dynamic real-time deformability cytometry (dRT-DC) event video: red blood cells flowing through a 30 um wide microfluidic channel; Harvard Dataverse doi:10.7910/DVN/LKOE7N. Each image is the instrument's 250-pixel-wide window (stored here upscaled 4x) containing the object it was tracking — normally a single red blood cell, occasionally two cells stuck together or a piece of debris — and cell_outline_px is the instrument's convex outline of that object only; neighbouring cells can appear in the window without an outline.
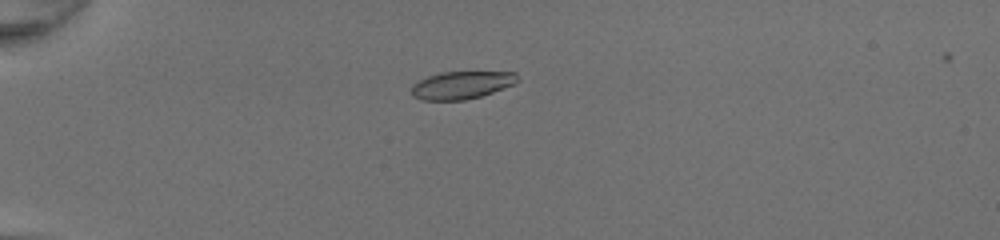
{"species": "common noctule bat (a hibernating species)", "species_latin": "Nyctalus noctula", "temperature_condition": "room temperature", "stored_images_in_passage": 50, "camera_frame_rate_fps": 3000, "um_per_image_px": 0.085, "animal": {"sex": "female", "body_mass_g": 20.0, "forearm_length_mm": 54.0}, "frame": {"image": 1, "passage_image": 15, "time_ms": 4.667, "image_size_px": [1000, 240], "cell_outline_px": [[520, 80], [516, 84], [480, 96], [464, 100], [420, 100], [412, 96], [412, 84], [428, 76], [440, 72], [516, 72]], "centroid_in_image_um": [39.25, 7.23], "position_along_channel_um": 45.7, "area_um2": 17.17}}
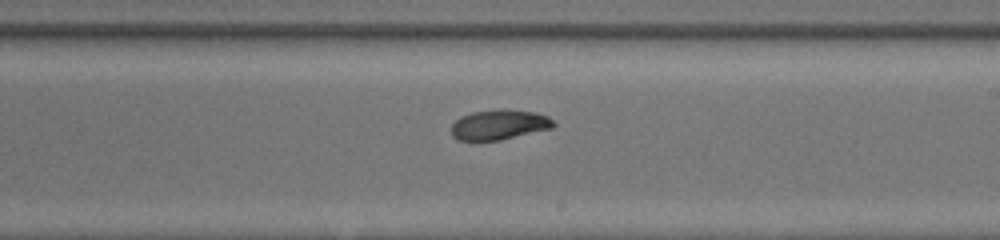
{"frame": {"image": 2, "passage_image": 32, "time_ms": 10.333, "image_size_px": [1000, 240], "cell_outline_px": [[556, 124], [552, 128], [500, 140], [456, 140], [452, 136], [452, 124], [460, 116], [472, 112], [532, 112], [548, 116]], "centroid_in_image_um": [42.4, 10.65], "position_along_channel_um": 246.6, "area_um2": 16.99}}
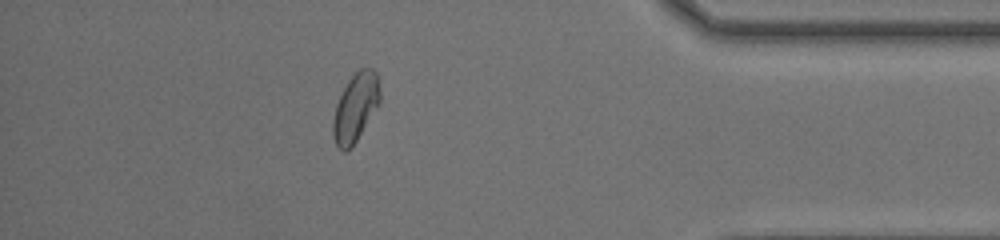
{"frame": {"image": 3, "passage_image": 45, "time_ms": 14.667, "image_size_px": [1000, 240], "cell_outline_px": [[380, 104], [356, 140], [344, 152], [336, 148], [332, 136], [332, 120], [336, 104], [348, 80], [360, 68], [372, 68], [376, 72], [380, 88]], "centroid_in_image_um": [30.21, 9.14], "position_along_channel_um": 405.0, "area_um2": 18.73}, "authors_computed_cell_mechanics": {"area_um2": 18.1781, "velocity_mm_per_s": 4.3116, "shape_relaxation_time_tau1_ms": 11.3778, "shape_relaxation_time_tau2_ms": 3.0487, "deformation_change_tau1": 0.2324, "deformation_change_tau2": 0.0757}}